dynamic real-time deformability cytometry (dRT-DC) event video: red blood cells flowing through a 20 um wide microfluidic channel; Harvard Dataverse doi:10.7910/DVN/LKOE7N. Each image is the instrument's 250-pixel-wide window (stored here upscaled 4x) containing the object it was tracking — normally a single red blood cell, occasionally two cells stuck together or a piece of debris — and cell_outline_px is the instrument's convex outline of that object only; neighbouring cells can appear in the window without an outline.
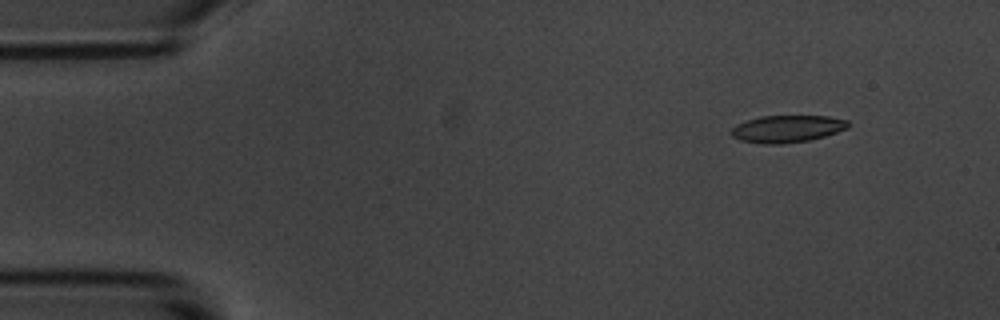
{"species": "common noctule bat (a hibernating species)", "species_latin": "Nyctalus noctula", "temperature_condition": "room temperature", "stored_images_in_passage": 4, "camera_frame_rate_fps": 3000, "um_per_image_px": 0.085, "animal": {"sex": "male", "body_mass_g": 20.1, "forearm_length_mm": 53.5}, "frame": {"image": 1, "passage_image": 2, "time_ms": 1.333, "image_size_px": [1000, 320], "cell_outline_px": [[848, 128], [824, 136], [808, 140], [780, 144], [764, 144], [740, 140], [732, 136], [732, 128], [736, 124], [760, 116], [828, 116], [848, 120]], "centroid_in_image_um": [66.9, 10.94], "position_along_channel_um": 18.1, "area_um2": 18.32}}
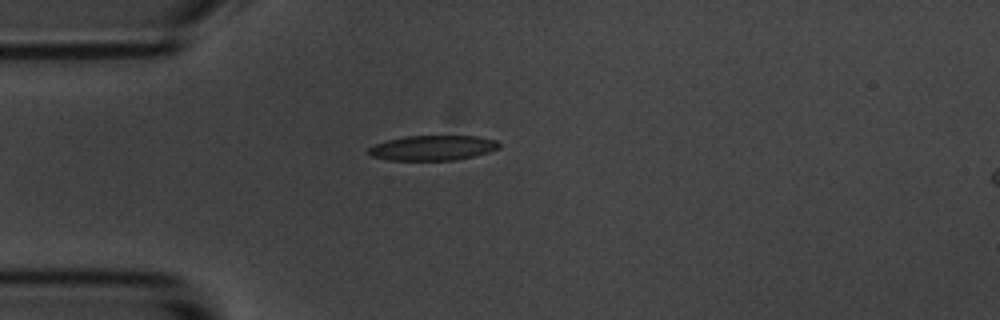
{"frame": {"image": 2, "passage_image": 4, "time_ms": 4.333, "image_size_px": [1000, 320], "cell_outline_px": [[500, 148], [476, 156], [456, 160], [388, 160], [372, 156], [368, 152], [368, 148], [376, 144], [388, 140], [404, 136], [476, 136], [496, 140], [500, 144]], "centroid_in_image_um": [36.81, 12.57], "position_along_channel_um": 48.2, "area_um2": 19.02}}